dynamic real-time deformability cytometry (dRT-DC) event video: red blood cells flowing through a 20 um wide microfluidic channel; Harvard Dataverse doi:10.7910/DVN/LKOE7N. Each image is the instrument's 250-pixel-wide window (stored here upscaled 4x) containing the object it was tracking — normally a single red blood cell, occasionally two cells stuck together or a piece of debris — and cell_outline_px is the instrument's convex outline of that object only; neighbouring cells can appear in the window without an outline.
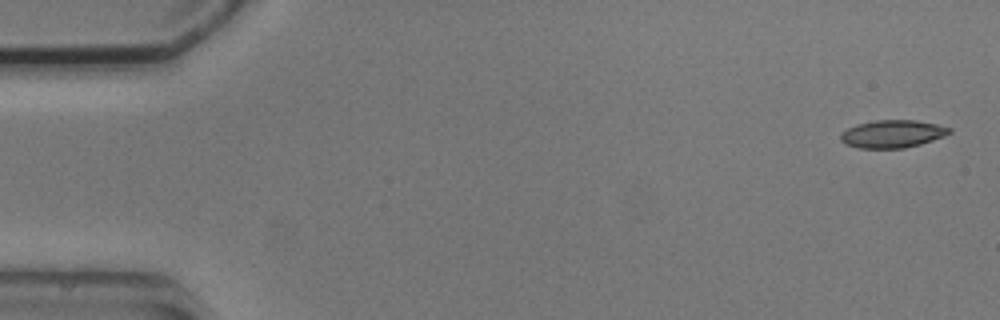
{"species": "common noctule bat (a hibernating species)", "species_latin": "Nyctalus noctula", "temperature_condition": "cold", "stored_images_in_passage": 5, "camera_frame_rate_fps": 3000, "um_per_image_px": 0.085, "animal": {"sex": "male", "body_mass_g": 20.5, "forearm_length_mm": 52.5}, "frame": {"image": 1, "passage_image": 1, "time_ms": 0.0, "image_size_px": [1000, 320], "cell_outline_px": [[952, 132], [944, 136], [920, 144], [904, 148], [856, 148], [844, 144], [840, 140], [840, 132], [856, 124], [876, 120], [916, 120], [936, 124], [952, 128]], "centroid_in_image_um": [75.82, 11.38], "position_along_channel_um": 9.2, "area_um2": 17.69}}
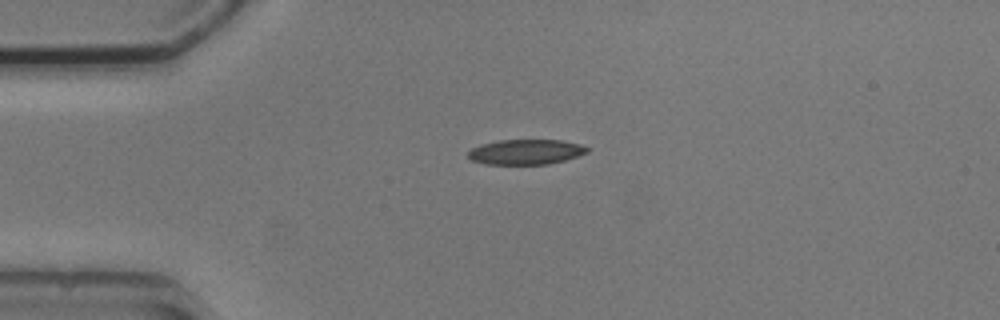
{"frame": {"image": 2, "passage_image": 4, "time_ms": 3.667, "image_size_px": [1000, 320], "cell_outline_px": [[588, 152], [564, 160], [548, 164], [484, 164], [472, 160], [468, 156], [468, 152], [472, 148], [480, 144], [500, 140], [560, 140], [580, 144], [588, 148]], "centroid_in_image_um": [44.67, 12.91], "position_along_channel_um": 40.3, "area_um2": 17.28}}